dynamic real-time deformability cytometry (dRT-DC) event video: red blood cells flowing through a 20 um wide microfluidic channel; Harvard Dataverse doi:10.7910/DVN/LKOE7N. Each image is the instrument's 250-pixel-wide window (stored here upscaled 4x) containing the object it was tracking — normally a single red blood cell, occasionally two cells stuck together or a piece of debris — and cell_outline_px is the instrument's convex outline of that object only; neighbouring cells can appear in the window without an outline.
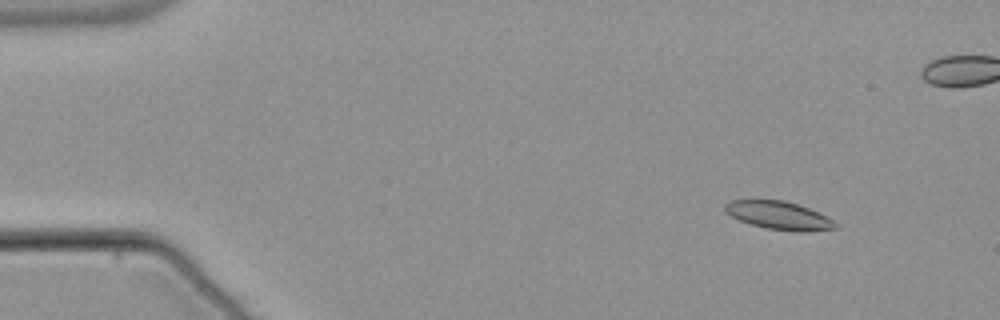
{"species": "common noctule bat (a hibernating species)", "species_latin": "Nyctalus noctula", "temperature_condition": "warm", "stored_images_in_passage": 10, "camera_frame_rate_fps": 3000, "um_per_image_px": 0.085, "animal": {"sex": "male", "body_mass_g": 21.5, "forearm_length_mm": 52.0}, "frame": {"image": 1, "passage_image": 1, "time_ms": 0.0, "image_size_px": [1000, 320], "cell_outline_px": [[840, 224], [836, 228], [804, 232], [796, 232], [768, 228], [752, 224], [740, 220], [724, 212], [724, 204], [728, 200], [784, 200], [808, 208]], "centroid_in_image_um": [66.18, 18.31], "position_along_channel_um": 18.8, "area_um2": 17.92}}